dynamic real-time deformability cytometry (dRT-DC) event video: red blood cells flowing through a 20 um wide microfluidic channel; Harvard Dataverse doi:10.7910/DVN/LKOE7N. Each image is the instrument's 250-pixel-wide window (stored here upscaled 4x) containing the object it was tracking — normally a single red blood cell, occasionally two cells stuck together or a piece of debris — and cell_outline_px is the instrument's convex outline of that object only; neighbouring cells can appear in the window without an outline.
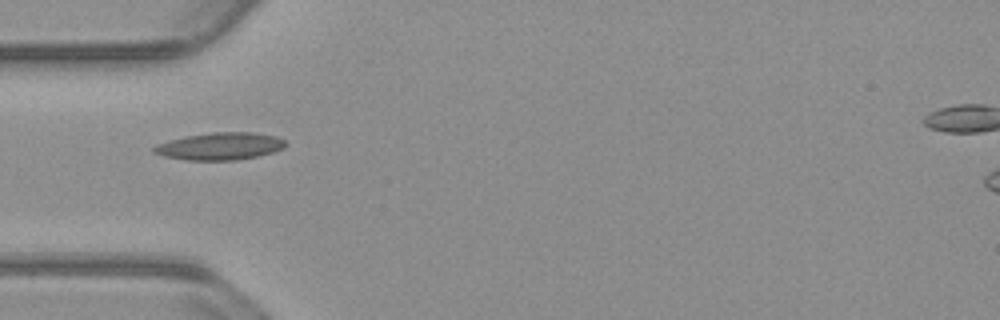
{"species": "common noctule bat (a hibernating species)", "species_latin": "Nyctalus noctula", "temperature_condition": "warm", "stored_images_in_passage": 22, "camera_frame_rate_fps": 3000, "um_per_image_px": 0.085, "animal": {"sex": "male", "body_mass_g": 23.1, "forearm_length_mm": 52.7}, "frame": {"image": 1, "passage_image": 1, "time_ms": 0.0, "image_size_px": [1000, 320], "cell_outline_px": [[288, 144], [284, 148], [272, 152], [256, 156], [236, 160], [184, 160], [164, 156], [152, 152], [152, 148], [156, 144], [184, 136], [212, 132], [252, 132], [276, 136], [284, 140]], "centroid_in_image_um": [18.68, 12.42], "position_along_channel_um": 66.3, "area_um2": 21.04}}
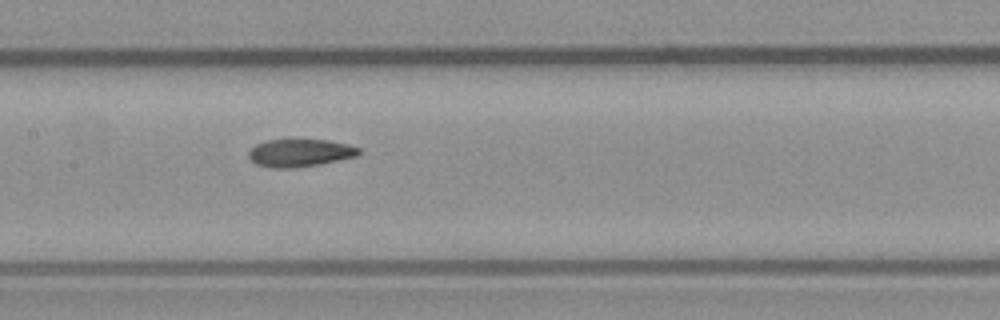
{"frame": {"image": 2, "passage_image": 10, "time_ms": 3.0, "image_size_px": [1000, 320], "cell_outline_px": [[360, 156], [320, 164], [292, 168], [272, 168], [256, 164], [248, 156], [248, 152], [256, 144], [264, 140], [328, 140], [348, 144], [360, 148]], "centroid_in_image_um": [25.52, 13.0], "position_along_channel_um": 181.9, "area_um2": 17.86}}
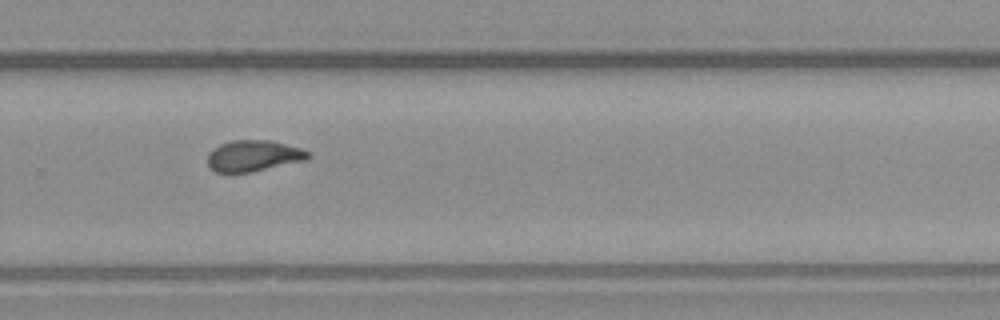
{"frame": {"image": 3, "passage_image": 20, "time_ms": 6.333, "image_size_px": [1000, 320], "cell_outline_px": [[312, 156], [308, 160], [252, 172], [216, 172], [208, 164], [208, 152], [212, 148], [220, 144], [232, 140], [268, 140], [300, 148], [308, 152]], "centroid_in_image_um": [21.56, 13.24], "position_along_channel_um": 308.2, "area_um2": 18.26}}